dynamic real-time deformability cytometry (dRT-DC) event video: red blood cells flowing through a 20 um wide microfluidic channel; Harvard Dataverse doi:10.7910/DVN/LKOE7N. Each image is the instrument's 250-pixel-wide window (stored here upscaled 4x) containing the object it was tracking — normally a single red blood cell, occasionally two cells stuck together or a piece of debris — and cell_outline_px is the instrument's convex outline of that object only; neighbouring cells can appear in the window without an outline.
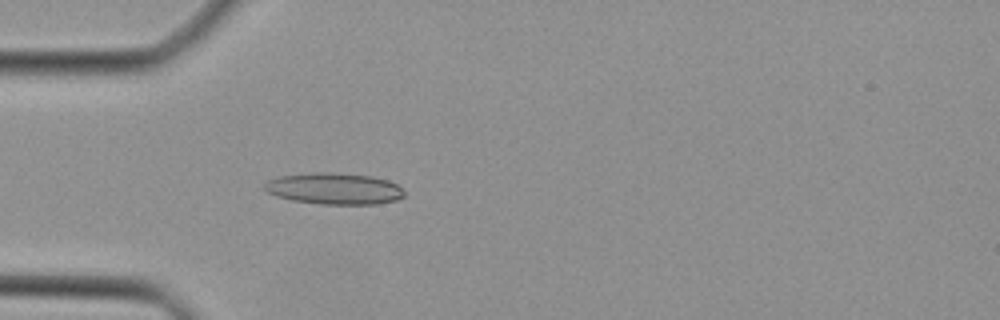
{"species": "Egyptian fruit bat (a non-hibernating species)", "species_latin": "Rousettus aegyptiacus", "temperature_condition": "cold", "stored_images_in_passage": 45, "camera_frame_rate_fps": 3000, "um_per_image_px": 0.085, "animal": {"sex": "female"}, "frame": {"image": 1, "passage_image": 14, "time_ms": 4.333, "image_size_px": [1000, 320], "cell_outline_px": [[404, 196], [396, 200], [376, 204], [320, 204], [292, 200], [276, 196], [268, 192], [264, 188], [264, 184], [268, 180], [280, 176], [316, 172], [332, 172], [372, 176], [388, 180], [396, 184], [404, 192]], "centroid_in_image_um": [28.4, 16.03], "position_along_channel_um": 56.6, "area_um2": 25.55}}
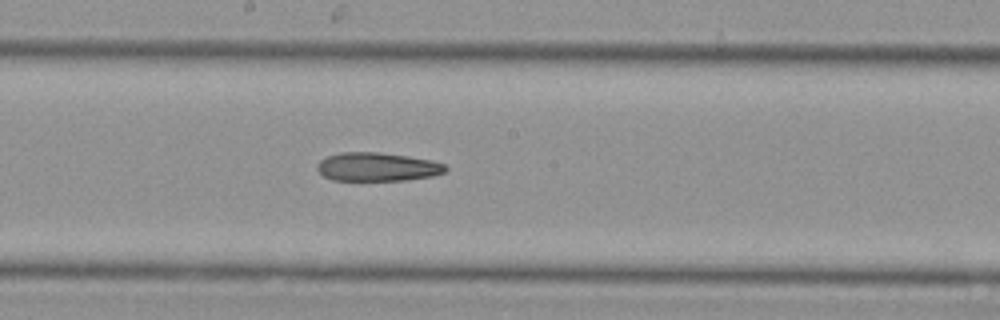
{"frame": {"image": 2, "passage_image": 25, "time_ms": 8.0, "image_size_px": [1000, 320], "cell_outline_px": [[448, 168], [444, 172], [432, 176], [408, 180], [332, 180], [324, 176], [316, 168], [316, 164], [320, 160], [328, 156], [340, 152], [380, 152], [408, 156], [432, 160], [444, 164]], "centroid_in_image_um": [32.06, 14.18], "position_along_channel_um": 216.1, "area_um2": 21.44}}
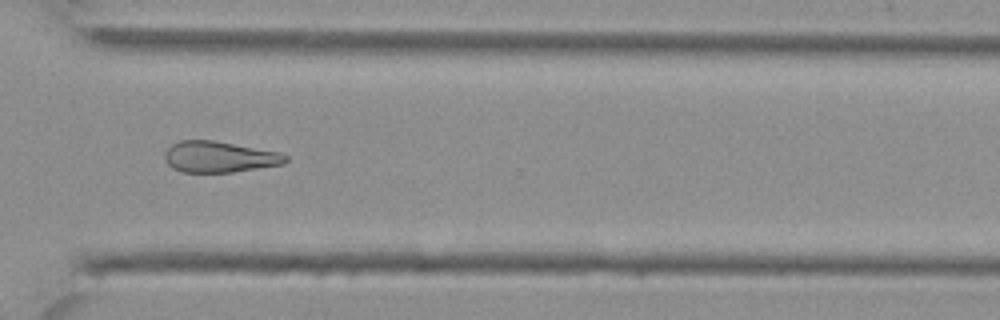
{"frame": {"image": 3, "passage_image": 34, "time_ms": 11.0, "image_size_px": [1000, 320], "cell_outline_px": [[288, 160], [284, 164], [232, 172], [180, 172], [172, 168], [168, 164], [164, 156], [164, 152], [172, 144], [180, 140], [212, 140], [280, 152], [288, 156]], "centroid_in_image_um": [18.63, 13.33], "position_along_channel_um": 352.0, "area_um2": 21.91}}